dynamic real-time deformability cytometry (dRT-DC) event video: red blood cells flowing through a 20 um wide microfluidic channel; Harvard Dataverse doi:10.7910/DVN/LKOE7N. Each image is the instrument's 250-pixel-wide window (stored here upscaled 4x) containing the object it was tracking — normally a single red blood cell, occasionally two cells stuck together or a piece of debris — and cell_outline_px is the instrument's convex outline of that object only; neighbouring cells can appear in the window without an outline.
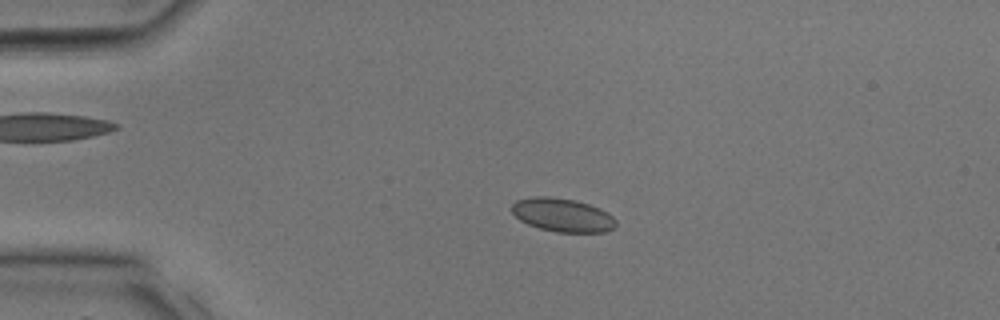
{"species": "common noctule bat (a hibernating species)", "species_latin": "Nyctalus noctula", "temperature_condition": "room temperature", "stored_images_in_passage": 28, "camera_frame_rate_fps": 3000, "um_per_image_px": 0.085, "animal": {"sex": "male", "body_mass_g": 17.9, "forearm_length_mm": 54.2}, "frame": {"image": 1, "passage_image": 3, "time_ms": 0.667, "image_size_px": [1000, 320], "cell_outline_px": [[616, 224], [612, 228], [604, 232], [556, 232], [540, 228], [528, 224], [520, 220], [512, 212], [512, 204], [516, 200], [532, 196], [552, 196], [576, 200], [600, 208], [608, 212], [616, 220]], "centroid_in_image_um": [47.8, 18.26], "position_along_channel_um": 37.2, "area_um2": 20.4}}
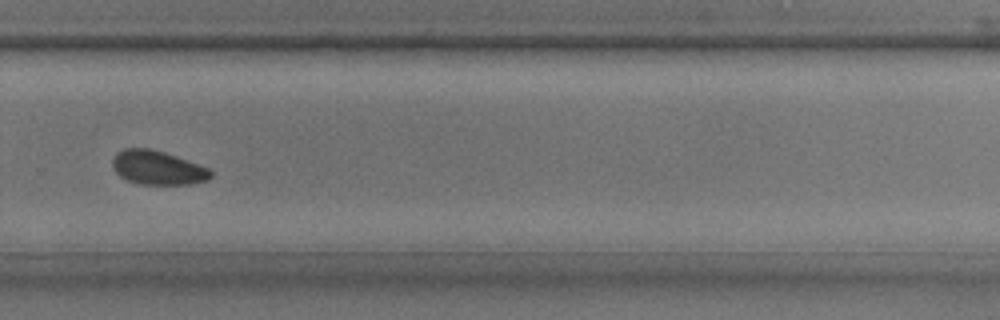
{"frame": {"image": 2, "passage_image": 18, "time_ms": 5.667, "image_size_px": [1000, 320], "cell_outline_px": [[212, 176], [208, 180], [188, 184], [140, 184], [128, 180], [120, 176], [112, 168], [112, 160], [116, 152], [124, 148], [148, 148], [164, 152], [176, 156], [208, 168], [212, 172]], "centroid_in_image_um": [13.37, 14.25], "position_along_channel_um": 316.4, "area_um2": 19.36}}
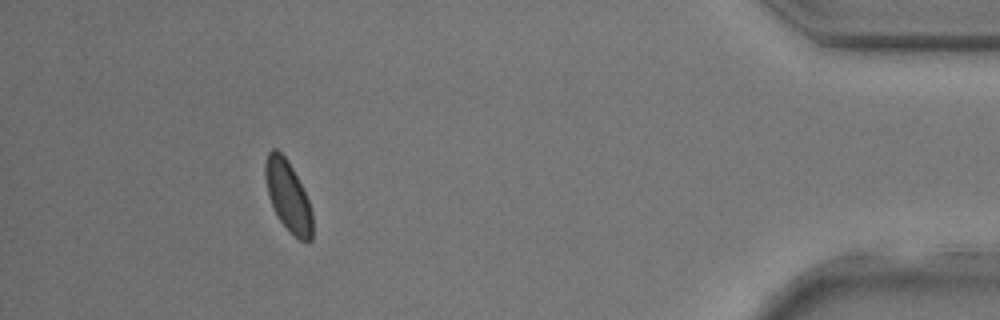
{"frame": {"image": 3, "passage_image": 25, "time_ms": 8.0, "image_size_px": [1000, 320], "cell_outline_px": [[312, 240], [300, 240], [280, 220], [268, 196], [264, 176], [264, 164], [268, 152], [272, 148], [276, 148], [288, 160], [308, 200], [312, 212]], "centroid_in_image_um": [24.45, 16.61], "position_along_channel_um": 410.7, "area_um2": 18.96}}